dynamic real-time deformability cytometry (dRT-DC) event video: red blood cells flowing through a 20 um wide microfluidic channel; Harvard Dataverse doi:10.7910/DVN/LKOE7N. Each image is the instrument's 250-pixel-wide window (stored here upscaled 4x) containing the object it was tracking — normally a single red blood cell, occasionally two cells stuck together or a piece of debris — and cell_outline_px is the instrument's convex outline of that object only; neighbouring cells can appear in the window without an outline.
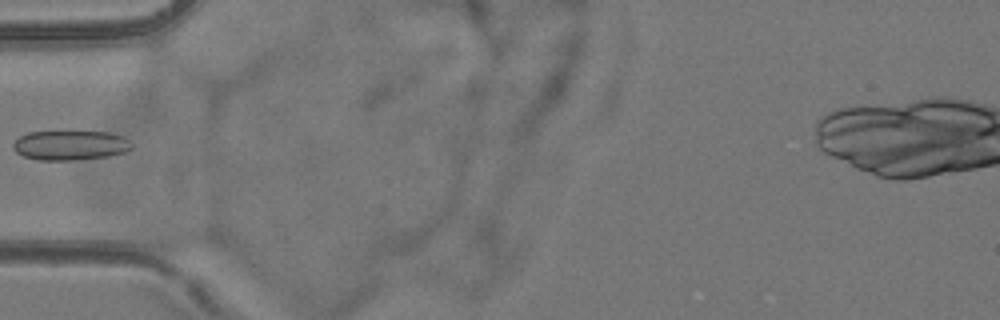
{"species": "common noctule bat (a hibernating species)", "species_latin": "Nyctalus noctula", "temperature_condition": "room temperature", "stored_images_in_passage": 4, "camera_frame_rate_fps": 3000, "um_per_image_px": 0.085, "animal": {"sex": "female", "body_mass_g": 24.6, "forearm_length_mm": 56.2}, "frame": {"image": 1, "passage_image": 3, "time_ms": 2.333, "image_size_px": [1000, 320], "cell_outline_px": [[132, 148], [124, 152], [108, 156], [72, 160], [36, 160], [24, 156], [16, 152], [12, 148], [12, 144], [20, 136], [28, 132], [64, 128], [68, 128], [112, 132], [124, 136], [132, 144]], "centroid_in_image_um": [5.96, 12.27], "position_along_channel_um": 79.0, "area_um2": 21.73}}